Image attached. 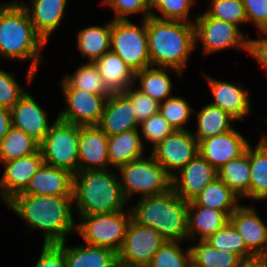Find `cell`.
I'll return each mask as SVG.
<instances>
[{"mask_svg":"<svg viewBox=\"0 0 267 267\" xmlns=\"http://www.w3.org/2000/svg\"><path fill=\"white\" fill-rule=\"evenodd\" d=\"M198 153V141L190 130L173 131L150 152L171 176L186 166Z\"/></svg>","mask_w":267,"mask_h":267,"instance_id":"obj_13","label":"cell"},{"mask_svg":"<svg viewBox=\"0 0 267 267\" xmlns=\"http://www.w3.org/2000/svg\"><path fill=\"white\" fill-rule=\"evenodd\" d=\"M250 199L262 201L267 198V135H260L258 144H250Z\"/></svg>","mask_w":267,"mask_h":267,"instance_id":"obj_32","label":"cell"},{"mask_svg":"<svg viewBox=\"0 0 267 267\" xmlns=\"http://www.w3.org/2000/svg\"><path fill=\"white\" fill-rule=\"evenodd\" d=\"M122 93L132 103L134 113L139 124L159 112V103L147 94L138 90L134 84L129 86Z\"/></svg>","mask_w":267,"mask_h":267,"instance_id":"obj_43","label":"cell"},{"mask_svg":"<svg viewBox=\"0 0 267 267\" xmlns=\"http://www.w3.org/2000/svg\"><path fill=\"white\" fill-rule=\"evenodd\" d=\"M185 267H198L192 260H190Z\"/></svg>","mask_w":267,"mask_h":267,"instance_id":"obj_51","label":"cell"},{"mask_svg":"<svg viewBox=\"0 0 267 267\" xmlns=\"http://www.w3.org/2000/svg\"><path fill=\"white\" fill-rule=\"evenodd\" d=\"M78 171L110 169L108 136L98 126H79Z\"/></svg>","mask_w":267,"mask_h":267,"instance_id":"obj_20","label":"cell"},{"mask_svg":"<svg viewBox=\"0 0 267 267\" xmlns=\"http://www.w3.org/2000/svg\"><path fill=\"white\" fill-rule=\"evenodd\" d=\"M111 51L135 73L151 66L147 19L140 25L129 20H112Z\"/></svg>","mask_w":267,"mask_h":267,"instance_id":"obj_8","label":"cell"},{"mask_svg":"<svg viewBox=\"0 0 267 267\" xmlns=\"http://www.w3.org/2000/svg\"><path fill=\"white\" fill-rule=\"evenodd\" d=\"M196 0H148L151 16L161 20L183 21L194 23L196 18L190 19L191 8ZM155 10L159 12L155 13Z\"/></svg>","mask_w":267,"mask_h":267,"instance_id":"obj_38","label":"cell"},{"mask_svg":"<svg viewBox=\"0 0 267 267\" xmlns=\"http://www.w3.org/2000/svg\"><path fill=\"white\" fill-rule=\"evenodd\" d=\"M248 24L257 27V32L267 31V0H242Z\"/></svg>","mask_w":267,"mask_h":267,"instance_id":"obj_47","label":"cell"},{"mask_svg":"<svg viewBox=\"0 0 267 267\" xmlns=\"http://www.w3.org/2000/svg\"><path fill=\"white\" fill-rule=\"evenodd\" d=\"M182 241H165L147 267H185L191 260L190 247L183 249Z\"/></svg>","mask_w":267,"mask_h":267,"instance_id":"obj_40","label":"cell"},{"mask_svg":"<svg viewBox=\"0 0 267 267\" xmlns=\"http://www.w3.org/2000/svg\"><path fill=\"white\" fill-rule=\"evenodd\" d=\"M237 196L219 177L210 182L192 201L198 206L213 208L230 216L240 205Z\"/></svg>","mask_w":267,"mask_h":267,"instance_id":"obj_33","label":"cell"},{"mask_svg":"<svg viewBox=\"0 0 267 267\" xmlns=\"http://www.w3.org/2000/svg\"><path fill=\"white\" fill-rule=\"evenodd\" d=\"M39 147L38 141L12 126L0 142V164L34 154Z\"/></svg>","mask_w":267,"mask_h":267,"instance_id":"obj_35","label":"cell"},{"mask_svg":"<svg viewBox=\"0 0 267 267\" xmlns=\"http://www.w3.org/2000/svg\"><path fill=\"white\" fill-rule=\"evenodd\" d=\"M16 73L0 68V107L11 109L27 92L19 84Z\"/></svg>","mask_w":267,"mask_h":267,"instance_id":"obj_45","label":"cell"},{"mask_svg":"<svg viewBox=\"0 0 267 267\" xmlns=\"http://www.w3.org/2000/svg\"><path fill=\"white\" fill-rule=\"evenodd\" d=\"M8 3V1H6L5 3L1 2L0 3V12L1 10L4 8V6Z\"/></svg>","mask_w":267,"mask_h":267,"instance_id":"obj_52","label":"cell"},{"mask_svg":"<svg viewBox=\"0 0 267 267\" xmlns=\"http://www.w3.org/2000/svg\"><path fill=\"white\" fill-rule=\"evenodd\" d=\"M130 207L132 219L151 227L166 241L188 242L189 202L173 189L159 195L140 198Z\"/></svg>","mask_w":267,"mask_h":267,"instance_id":"obj_5","label":"cell"},{"mask_svg":"<svg viewBox=\"0 0 267 267\" xmlns=\"http://www.w3.org/2000/svg\"><path fill=\"white\" fill-rule=\"evenodd\" d=\"M112 20L99 25H89L77 31V49L87 62L94 63L103 54L111 51Z\"/></svg>","mask_w":267,"mask_h":267,"instance_id":"obj_28","label":"cell"},{"mask_svg":"<svg viewBox=\"0 0 267 267\" xmlns=\"http://www.w3.org/2000/svg\"><path fill=\"white\" fill-rule=\"evenodd\" d=\"M78 171L73 176V210L77 216L109 214L125 210V199L117 170Z\"/></svg>","mask_w":267,"mask_h":267,"instance_id":"obj_3","label":"cell"},{"mask_svg":"<svg viewBox=\"0 0 267 267\" xmlns=\"http://www.w3.org/2000/svg\"><path fill=\"white\" fill-rule=\"evenodd\" d=\"M43 163L40 150L34 154L2 163L4 170L0 177V198L3 204L27 187L30 179Z\"/></svg>","mask_w":267,"mask_h":267,"instance_id":"obj_17","label":"cell"},{"mask_svg":"<svg viewBox=\"0 0 267 267\" xmlns=\"http://www.w3.org/2000/svg\"><path fill=\"white\" fill-rule=\"evenodd\" d=\"M139 126L130 100L122 92L112 93L106 99L98 127L107 136H113L131 129H139Z\"/></svg>","mask_w":267,"mask_h":267,"instance_id":"obj_21","label":"cell"},{"mask_svg":"<svg viewBox=\"0 0 267 267\" xmlns=\"http://www.w3.org/2000/svg\"><path fill=\"white\" fill-rule=\"evenodd\" d=\"M205 12L212 18L232 23L239 28L248 23L242 0H210Z\"/></svg>","mask_w":267,"mask_h":267,"instance_id":"obj_41","label":"cell"},{"mask_svg":"<svg viewBox=\"0 0 267 267\" xmlns=\"http://www.w3.org/2000/svg\"><path fill=\"white\" fill-rule=\"evenodd\" d=\"M260 38H248V54L267 72V31L257 32Z\"/></svg>","mask_w":267,"mask_h":267,"instance_id":"obj_48","label":"cell"},{"mask_svg":"<svg viewBox=\"0 0 267 267\" xmlns=\"http://www.w3.org/2000/svg\"><path fill=\"white\" fill-rule=\"evenodd\" d=\"M73 176L67 170L43 163L30 179L27 187L19 194L73 195Z\"/></svg>","mask_w":267,"mask_h":267,"instance_id":"obj_23","label":"cell"},{"mask_svg":"<svg viewBox=\"0 0 267 267\" xmlns=\"http://www.w3.org/2000/svg\"><path fill=\"white\" fill-rule=\"evenodd\" d=\"M63 250L68 267H118L117 253L106 247L91 246L85 243L67 246Z\"/></svg>","mask_w":267,"mask_h":267,"instance_id":"obj_27","label":"cell"},{"mask_svg":"<svg viewBox=\"0 0 267 267\" xmlns=\"http://www.w3.org/2000/svg\"><path fill=\"white\" fill-rule=\"evenodd\" d=\"M139 129L140 134H142L141 137H144L143 143L147 141V143L152 144L151 148H154L174 131L159 112L143 121Z\"/></svg>","mask_w":267,"mask_h":267,"instance_id":"obj_44","label":"cell"},{"mask_svg":"<svg viewBox=\"0 0 267 267\" xmlns=\"http://www.w3.org/2000/svg\"><path fill=\"white\" fill-rule=\"evenodd\" d=\"M252 205H240L229 222L243 237L247 249L258 259L267 261V223Z\"/></svg>","mask_w":267,"mask_h":267,"instance_id":"obj_15","label":"cell"},{"mask_svg":"<svg viewBox=\"0 0 267 267\" xmlns=\"http://www.w3.org/2000/svg\"><path fill=\"white\" fill-rule=\"evenodd\" d=\"M66 107L58 119L78 126H98L107 97L72 88L63 78L59 83Z\"/></svg>","mask_w":267,"mask_h":267,"instance_id":"obj_12","label":"cell"},{"mask_svg":"<svg viewBox=\"0 0 267 267\" xmlns=\"http://www.w3.org/2000/svg\"><path fill=\"white\" fill-rule=\"evenodd\" d=\"M195 47L202 44L203 56L234 48L248 52V36L232 23L210 17L205 11L194 21ZM198 44V45H197Z\"/></svg>","mask_w":267,"mask_h":267,"instance_id":"obj_10","label":"cell"},{"mask_svg":"<svg viewBox=\"0 0 267 267\" xmlns=\"http://www.w3.org/2000/svg\"><path fill=\"white\" fill-rule=\"evenodd\" d=\"M217 177V170L198 153L172 176V189L190 202Z\"/></svg>","mask_w":267,"mask_h":267,"instance_id":"obj_16","label":"cell"},{"mask_svg":"<svg viewBox=\"0 0 267 267\" xmlns=\"http://www.w3.org/2000/svg\"><path fill=\"white\" fill-rule=\"evenodd\" d=\"M251 142L238 130H232L198 142L199 154L216 170L242 155Z\"/></svg>","mask_w":267,"mask_h":267,"instance_id":"obj_18","label":"cell"},{"mask_svg":"<svg viewBox=\"0 0 267 267\" xmlns=\"http://www.w3.org/2000/svg\"><path fill=\"white\" fill-rule=\"evenodd\" d=\"M79 126L56 117L51 129L40 142L44 164L64 169L75 175L79 164Z\"/></svg>","mask_w":267,"mask_h":267,"instance_id":"obj_9","label":"cell"},{"mask_svg":"<svg viewBox=\"0 0 267 267\" xmlns=\"http://www.w3.org/2000/svg\"><path fill=\"white\" fill-rule=\"evenodd\" d=\"M139 129H131L121 134L108 136V160L110 168L118 169L120 166L137 160L145 153Z\"/></svg>","mask_w":267,"mask_h":267,"instance_id":"obj_26","label":"cell"},{"mask_svg":"<svg viewBox=\"0 0 267 267\" xmlns=\"http://www.w3.org/2000/svg\"><path fill=\"white\" fill-rule=\"evenodd\" d=\"M208 88L213 97L210 103L218 106L236 121H245L252 111L250 91L240 82H227L211 77L203 72Z\"/></svg>","mask_w":267,"mask_h":267,"instance_id":"obj_14","label":"cell"},{"mask_svg":"<svg viewBox=\"0 0 267 267\" xmlns=\"http://www.w3.org/2000/svg\"><path fill=\"white\" fill-rule=\"evenodd\" d=\"M241 267H267V261L255 260L252 262H246Z\"/></svg>","mask_w":267,"mask_h":267,"instance_id":"obj_50","label":"cell"},{"mask_svg":"<svg viewBox=\"0 0 267 267\" xmlns=\"http://www.w3.org/2000/svg\"><path fill=\"white\" fill-rule=\"evenodd\" d=\"M37 260L33 267H68L63 243L42 244V249Z\"/></svg>","mask_w":267,"mask_h":267,"instance_id":"obj_46","label":"cell"},{"mask_svg":"<svg viewBox=\"0 0 267 267\" xmlns=\"http://www.w3.org/2000/svg\"><path fill=\"white\" fill-rule=\"evenodd\" d=\"M125 199L163 194L172 189V176L149 154L117 169ZM134 194V195H133Z\"/></svg>","mask_w":267,"mask_h":267,"instance_id":"obj_6","label":"cell"},{"mask_svg":"<svg viewBox=\"0 0 267 267\" xmlns=\"http://www.w3.org/2000/svg\"><path fill=\"white\" fill-rule=\"evenodd\" d=\"M12 126L22 130L39 143L51 129L47 112L30 93L26 92L10 109Z\"/></svg>","mask_w":267,"mask_h":267,"instance_id":"obj_19","label":"cell"},{"mask_svg":"<svg viewBox=\"0 0 267 267\" xmlns=\"http://www.w3.org/2000/svg\"><path fill=\"white\" fill-rule=\"evenodd\" d=\"M169 72H175L178 78L183 75L181 71L174 68L149 66L135 72L134 85L139 84V87L136 86L138 90L161 103L174 96L172 94L174 83Z\"/></svg>","mask_w":267,"mask_h":267,"instance_id":"obj_25","label":"cell"},{"mask_svg":"<svg viewBox=\"0 0 267 267\" xmlns=\"http://www.w3.org/2000/svg\"><path fill=\"white\" fill-rule=\"evenodd\" d=\"M114 12L112 20H129L131 15L142 14V20L151 16L148 0H102L100 5Z\"/></svg>","mask_w":267,"mask_h":267,"instance_id":"obj_42","label":"cell"},{"mask_svg":"<svg viewBox=\"0 0 267 267\" xmlns=\"http://www.w3.org/2000/svg\"><path fill=\"white\" fill-rule=\"evenodd\" d=\"M44 39L36 32L26 8L18 2H8L0 12V58L30 61L26 80L30 84L42 63Z\"/></svg>","mask_w":267,"mask_h":267,"instance_id":"obj_2","label":"cell"},{"mask_svg":"<svg viewBox=\"0 0 267 267\" xmlns=\"http://www.w3.org/2000/svg\"><path fill=\"white\" fill-rule=\"evenodd\" d=\"M182 96H172L159 103V113L168 124L175 130H189L185 127L191 119L193 108Z\"/></svg>","mask_w":267,"mask_h":267,"instance_id":"obj_39","label":"cell"},{"mask_svg":"<svg viewBox=\"0 0 267 267\" xmlns=\"http://www.w3.org/2000/svg\"><path fill=\"white\" fill-rule=\"evenodd\" d=\"M94 63L112 93L123 92L134 84L135 73L112 51L103 54Z\"/></svg>","mask_w":267,"mask_h":267,"instance_id":"obj_30","label":"cell"},{"mask_svg":"<svg viewBox=\"0 0 267 267\" xmlns=\"http://www.w3.org/2000/svg\"><path fill=\"white\" fill-rule=\"evenodd\" d=\"M200 111H195L196 115V127L193 136L197 141L205 140L207 138L224 134L234 127L232 123L237 122L224 110L211 103L204 104Z\"/></svg>","mask_w":267,"mask_h":267,"instance_id":"obj_31","label":"cell"},{"mask_svg":"<svg viewBox=\"0 0 267 267\" xmlns=\"http://www.w3.org/2000/svg\"><path fill=\"white\" fill-rule=\"evenodd\" d=\"M151 66L174 68L182 73L195 49L194 23L147 18Z\"/></svg>","mask_w":267,"mask_h":267,"instance_id":"obj_4","label":"cell"},{"mask_svg":"<svg viewBox=\"0 0 267 267\" xmlns=\"http://www.w3.org/2000/svg\"><path fill=\"white\" fill-rule=\"evenodd\" d=\"M63 79L74 89L104 95L107 98L112 95L95 63L85 62L74 71V74L66 73Z\"/></svg>","mask_w":267,"mask_h":267,"instance_id":"obj_36","label":"cell"},{"mask_svg":"<svg viewBox=\"0 0 267 267\" xmlns=\"http://www.w3.org/2000/svg\"><path fill=\"white\" fill-rule=\"evenodd\" d=\"M12 127L10 110L4 107H0V142L8 134Z\"/></svg>","mask_w":267,"mask_h":267,"instance_id":"obj_49","label":"cell"},{"mask_svg":"<svg viewBox=\"0 0 267 267\" xmlns=\"http://www.w3.org/2000/svg\"><path fill=\"white\" fill-rule=\"evenodd\" d=\"M10 2H18L26 8L36 32L48 43L52 33L65 19V9L69 0H31V5L24 0Z\"/></svg>","mask_w":267,"mask_h":267,"instance_id":"obj_22","label":"cell"},{"mask_svg":"<svg viewBox=\"0 0 267 267\" xmlns=\"http://www.w3.org/2000/svg\"><path fill=\"white\" fill-rule=\"evenodd\" d=\"M128 209L109 213L80 215L76 219V233L91 246L106 247L116 253L120 250L128 224L132 219L130 207Z\"/></svg>","mask_w":267,"mask_h":267,"instance_id":"obj_7","label":"cell"},{"mask_svg":"<svg viewBox=\"0 0 267 267\" xmlns=\"http://www.w3.org/2000/svg\"><path fill=\"white\" fill-rule=\"evenodd\" d=\"M191 260L198 267H241L245 262L231 252L218 250L206 241L190 246Z\"/></svg>","mask_w":267,"mask_h":267,"instance_id":"obj_34","label":"cell"},{"mask_svg":"<svg viewBox=\"0 0 267 267\" xmlns=\"http://www.w3.org/2000/svg\"><path fill=\"white\" fill-rule=\"evenodd\" d=\"M205 241L218 250L237 254L245 263L258 260L247 249L243 237L230 222Z\"/></svg>","mask_w":267,"mask_h":267,"instance_id":"obj_37","label":"cell"},{"mask_svg":"<svg viewBox=\"0 0 267 267\" xmlns=\"http://www.w3.org/2000/svg\"><path fill=\"white\" fill-rule=\"evenodd\" d=\"M189 241H205L229 222V216L213 208L198 206L193 201L188 206ZM198 237V238H197Z\"/></svg>","mask_w":267,"mask_h":267,"instance_id":"obj_24","label":"cell"},{"mask_svg":"<svg viewBox=\"0 0 267 267\" xmlns=\"http://www.w3.org/2000/svg\"><path fill=\"white\" fill-rule=\"evenodd\" d=\"M165 239L151 227L130 220L123 244L117 252L121 267H147Z\"/></svg>","mask_w":267,"mask_h":267,"instance_id":"obj_11","label":"cell"},{"mask_svg":"<svg viewBox=\"0 0 267 267\" xmlns=\"http://www.w3.org/2000/svg\"><path fill=\"white\" fill-rule=\"evenodd\" d=\"M5 206L31 231H42L43 244H61L76 232L73 195L17 194Z\"/></svg>","mask_w":267,"mask_h":267,"instance_id":"obj_1","label":"cell"},{"mask_svg":"<svg viewBox=\"0 0 267 267\" xmlns=\"http://www.w3.org/2000/svg\"><path fill=\"white\" fill-rule=\"evenodd\" d=\"M250 144L239 157L230 160L217 170L218 177L241 200L250 199Z\"/></svg>","mask_w":267,"mask_h":267,"instance_id":"obj_29","label":"cell"}]
</instances>
